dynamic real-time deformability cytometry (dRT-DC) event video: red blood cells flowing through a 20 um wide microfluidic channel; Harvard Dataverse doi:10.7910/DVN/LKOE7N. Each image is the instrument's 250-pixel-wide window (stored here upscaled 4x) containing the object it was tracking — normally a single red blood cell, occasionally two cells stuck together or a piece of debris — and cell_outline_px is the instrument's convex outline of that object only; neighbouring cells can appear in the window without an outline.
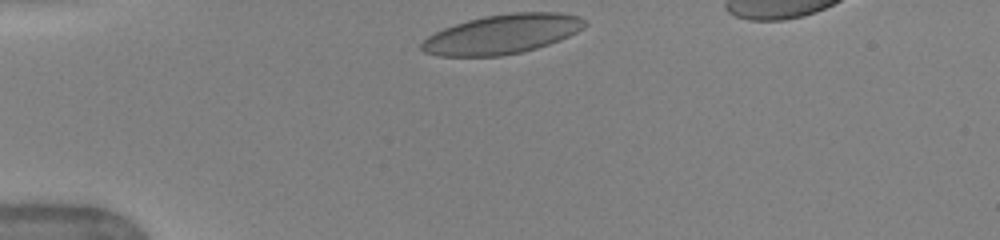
{"species": "human", "species_latin": "Homo sapiens", "temperature_condition": "warm", "stored_images_in_passage": 2, "camera_frame_rate_fps": 3000, "um_per_image_px": 0.085, "donor": {"sex": "female"}, "frame": {"image": 1, "passage_image": 1, "time_ms": 0.0, "image_size_px": [1000, 240], "cell_outline_px": [[588, 24], [576, 32], [560, 40], [536, 48], [520, 52], [500, 56], [436, 56], [424, 52], [420, 48], [420, 44], [428, 36], [444, 28], [468, 20], [484, 16], [512, 12], [560, 12], [580, 16], [588, 20]], "centroid_in_image_um": [42.71, 2.89], "position_along_channel_um": 42.3, "area_um2": 37.51}}